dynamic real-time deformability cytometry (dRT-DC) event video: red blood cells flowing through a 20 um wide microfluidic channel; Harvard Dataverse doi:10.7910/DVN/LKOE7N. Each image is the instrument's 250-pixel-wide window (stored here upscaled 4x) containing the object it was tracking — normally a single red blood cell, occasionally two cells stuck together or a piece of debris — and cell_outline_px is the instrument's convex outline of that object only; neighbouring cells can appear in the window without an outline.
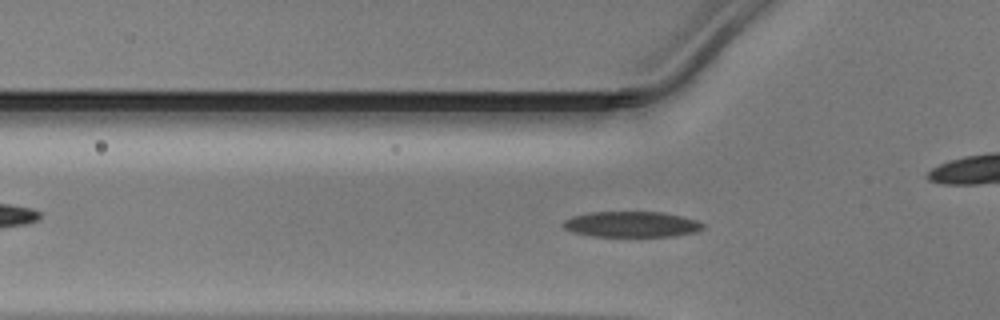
{"species": "Egyptian fruit bat (a non-hibernating species)", "species_latin": "Rousettus aegyptiacus", "temperature_condition": "warm", "stored_images_in_passage": 49, "camera_frame_rate_fps": 3000, "um_per_image_px": 0.085, "animal": {"sex": "male"}, "frame": {"image": 1, "passage_image": 15, "time_ms": 4.667, "image_size_px": [1000, 320], "cell_outline_px": [[704, 228], [696, 232], [672, 236], [592, 236], [572, 232], [564, 228], [564, 220], [572, 216], [588, 212], [664, 212], [684, 216], [696, 220], [704, 224]], "centroid_in_image_um": [53.7, 19.06], "position_along_channel_um": 72.1, "area_um2": 20.98}}
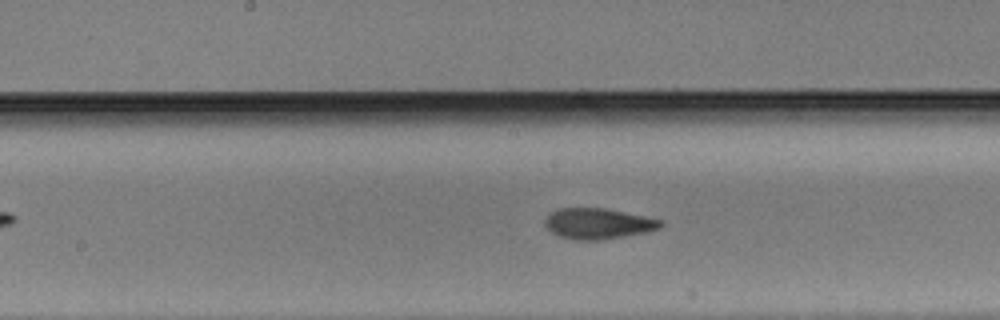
{"frame": {"image": 2, "passage_image": 24, "time_ms": 7.667, "image_size_px": [1000, 320], "cell_outline_px": [[664, 224], [660, 228], [644, 232], [600, 240], [576, 240], [560, 236], [552, 232], [544, 224], [544, 220], [556, 208], [604, 208], [664, 220]], "centroid_in_image_um": [50.84, 19.0], "position_along_channel_um": 197.4, "area_um2": 20.52}}
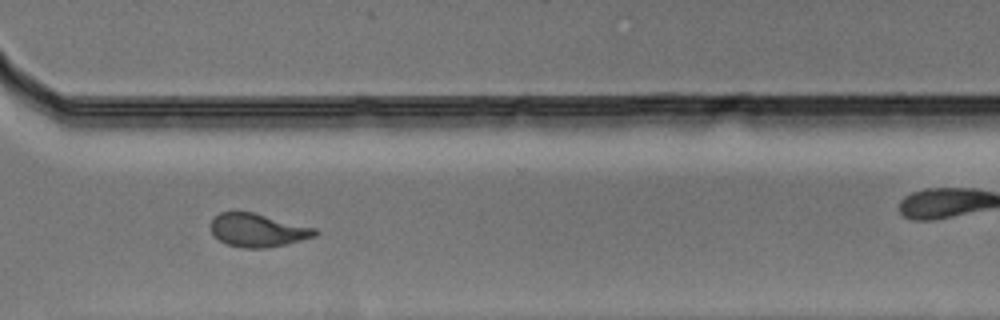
{"frame": {"image": 3, "passage_image": 35, "time_ms": 11.333, "image_size_px": [1000, 320], "cell_outline_px": [[320, 232], [316, 236], [268, 248], [244, 248], [228, 244], [220, 240], [212, 232], [212, 220], [220, 212], [252, 212], [316, 228]], "centroid_in_image_um": [21.94, 19.57], "position_along_channel_um": 348.7, "area_um2": 19.88}}